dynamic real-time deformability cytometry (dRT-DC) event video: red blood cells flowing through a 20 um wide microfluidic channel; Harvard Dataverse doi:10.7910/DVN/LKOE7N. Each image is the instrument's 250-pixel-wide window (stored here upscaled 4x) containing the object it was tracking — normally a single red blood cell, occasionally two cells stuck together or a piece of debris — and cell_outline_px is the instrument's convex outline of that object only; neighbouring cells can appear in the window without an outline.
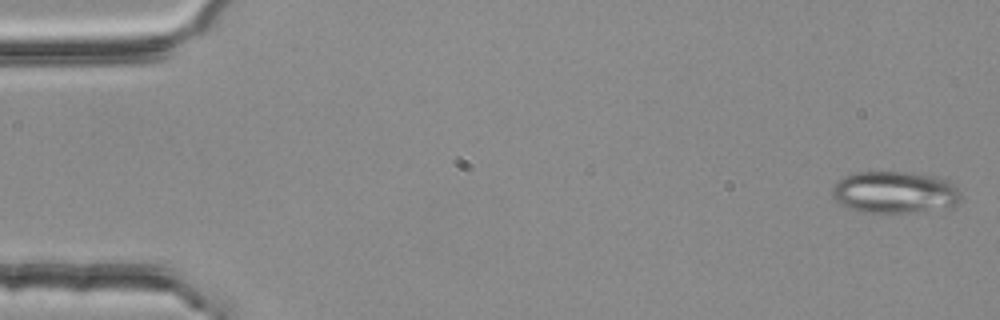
{"species": "common noctule bat (a hibernating species)", "species_latin": "Nyctalus noctula", "temperature_condition": "room temperature", "stored_images_in_passage": 53, "camera_frame_rate_fps": 3000, "um_per_image_px": 0.085, "animal": {"sex": "female", "body_mass_g": 25.1}, "frame": {"image": 1, "passage_image": 1, "time_ms": 0.0, "image_size_px": [1000, 320], "cell_outline_px": [[960, 204], [952, 208], [912, 212], [860, 212], [848, 208], [840, 204], [832, 196], [832, 188], [836, 180], [844, 176], [856, 172], [908, 172], [940, 176], [956, 188], [960, 192]], "centroid_in_image_um": [76.06, 16.35], "position_along_channel_um": 8.9, "area_um2": 31.85}}
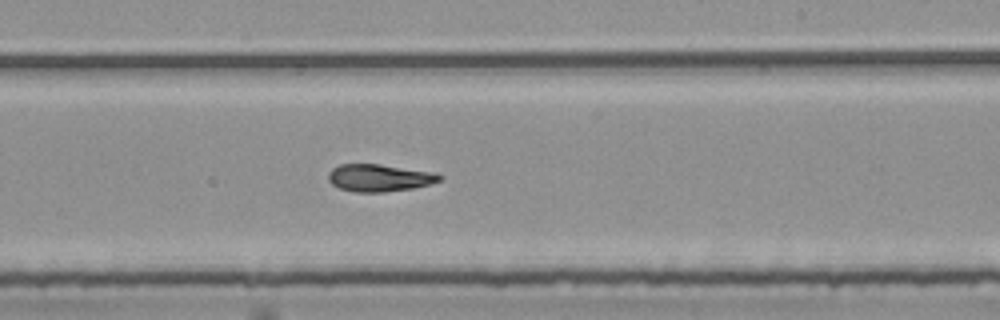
{"frame": {"image": 2, "passage_image": 32, "time_ms": 10.333, "image_size_px": [1000, 320], "cell_outline_px": [[444, 176], [440, 180], [428, 184], [412, 188], [384, 192], [356, 192], [340, 188], [332, 184], [328, 180], [328, 172], [332, 168], [340, 164], [380, 164], [436, 172]], "centroid_in_image_um": [32.24, 15.1], "position_along_channel_um": 256.8, "area_um2": 17.74}}
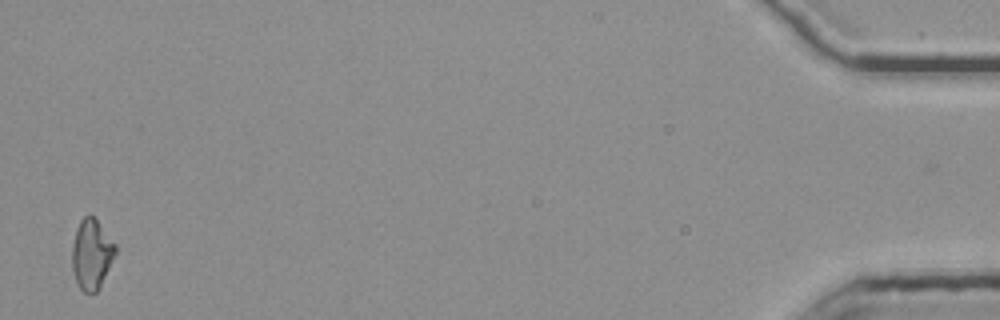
{"frame": {"image": 3, "passage_image": 53, "time_ms": 17.333, "image_size_px": [1000, 320], "cell_outline_px": [[116, 252], [100, 288], [96, 292], [84, 292], [76, 284], [72, 268], [72, 244], [80, 220], [84, 216], [92, 216], [96, 220], [116, 244]], "centroid_in_image_um": [7.78, 21.64], "position_along_channel_um": 427.4, "area_um2": 17.51}, "authors_computed_cell_mechanics": {"area_um2": 17.918, "velocity_mm_per_s": 3.7948, "shape_relaxation_time_tau1_ms": 9.782, "shape_relaxation_time_tau2_ms": 8.3189, "deformation_change_tau1": 0.2426, "deformation_change_tau2": 0.1784}}